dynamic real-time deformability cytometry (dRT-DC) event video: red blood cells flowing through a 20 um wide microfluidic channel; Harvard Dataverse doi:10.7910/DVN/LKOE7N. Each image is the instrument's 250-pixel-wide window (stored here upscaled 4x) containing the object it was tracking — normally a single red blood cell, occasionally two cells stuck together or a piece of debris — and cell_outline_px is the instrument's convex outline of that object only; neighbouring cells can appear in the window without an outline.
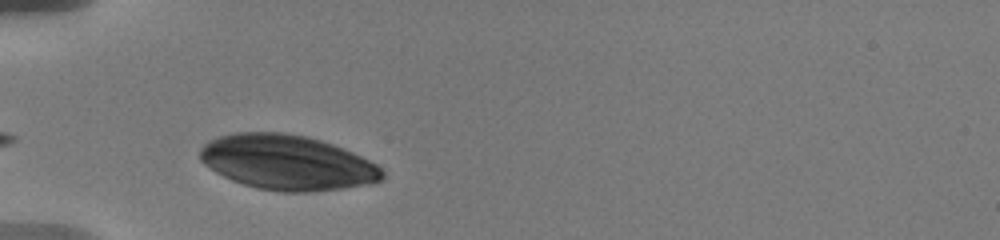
{"species": "human", "species_latin": "Homo sapiens", "temperature_condition": "warm", "stored_images_in_passage": 20, "camera_frame_rate_fps": 3000, "um_per_image_px": 0.085, "donor": {"sex": "male"}, "frame": {"image": 1, "passage_image": 1, "time_ms": 0.0, "image_size_px": [1000, 240], "cell_outline_px": [[384, 180], [372, 184], [344, 188], [308, 192], [280, 192], [256, 188], [232, 180], [216, 172], [204, 164], [200, 160], [200, 148], [208, 140], [220, 136], [236, 132], [280, 132], [308, 136], [332, 144], [352, 152], [376, 164], [384, 172]], "centroid_in_image_um": [24.42, 13.81], "position_along_channel_um": 60.6, "area_um2": 58.49}}
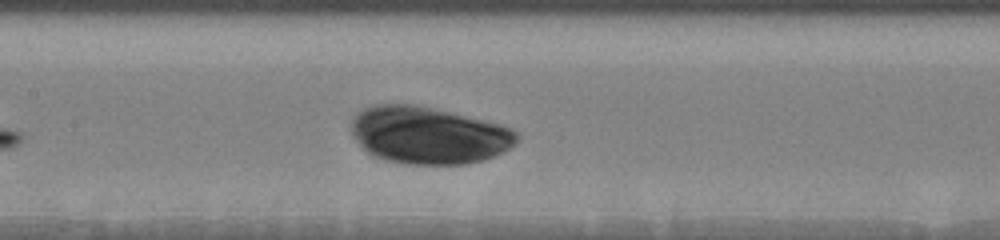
{"frame": {"image": 2, "passage_image": 7, "time_ms": 3.333, "image_size_px": [1000, 240], "cell_outline_px": [[520, 136], [516, 144], [504, 152], [484, 160], [464, 164], [408, 164], [384, 160], [372, 156], [352, 136], [352, 120], [364, 108], [372, 104], [416, 104], [500, 124], [512, 128]], "centroid_in_image_um": [36.44, 11.5], "position_along_channel_um": 171.0, "area_um2": 55.26}}
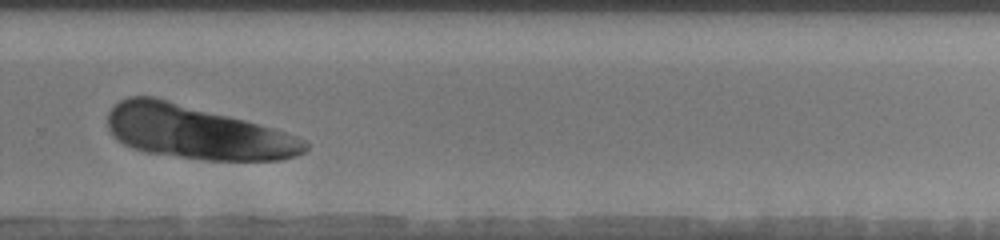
{"frame": {"image": 3, "passage_image": 14, "time_ms": 7.333, "image_size_px": [1000, 240], "cell_outline_px": [[308, 148], [304, 152], [296, 156], [280, 160], [204, 160], [144, 152], [132, 148], [124, 144], [112, 136], [108, 128], [108, 112], [120, 100], [128, 96], [156, 96], [244, 120], [272, 128], [296, 136], [304, 140], [308, 144]], "centroid_in_image_um": [16.69, 11.25], "position_along_channel_um": 313.1, "area_um2": 61.38}}